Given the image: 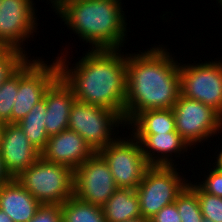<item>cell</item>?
<instances>
[{"instance_id": "4dcf8cb0", "label": "cell", "mask_w": 222, "mask_h": 222, "mask_svg": "<svg viewBox=\"0 0 222 222\" xmlns=\"http://www.w3.org/2000/svg\"><path fill=\"white\" fill-rule=\"evenodd\" d=\"M0 222H14L13 219L0 209Z\"/></svg>"}, {"instance_id": "d6a6232c", "label": "cell", "mask_w": 222, "mask_h": 222, "mask_svg": "<svg viewBox=\"0 0 222 222\" xmlns=\"http://www.w3.org/2000/svg\"><path fill=\"white\" fill-rule=\"evenodd\" d=\"M49 1V2H48ZM62 0H47L48 4H50L49 7L53 10ZM51 2V3H50ZM52 4V6H51Z\"/></svg>"}, {"instance_id": "ffe728a7", "label": "cell", "mask_w": 222, "mask_h": 222, "mask_svg": "<svg viewBox=\"0 0 222 222\" xmlns=\"http://www.w3.org/2000/svg\"><path fill=\"white\" fill-rule=\"evenodd\" d=\"M46 111L47 105L43 97V99L35 104L31 111L18 122L29 142L39 152L44 149L49 139L45 128Z\"/></svg>"}, {"instance_id": "d6986e66", "label": "cell", "mask_w": 222, "mask_h": 222, "mask_svg": "<svg viewBox=\"0 0 222 222\" xmlns=\"http://www.w3.org/2000/svg\"><path fill=\"white\" fill-rule=\"evenodd\" d=\"M101 208L106 222H123L141 216L139 197L133 189L118 188Z\"/></svg>"}, {"instance_id": "30bf717a", "label": "cell", "mask_w": 222, "mask_h": 222, "mask_svg": "<svg viewBox=\"0 0 222 222\" xmlns=\"http://www.w3.org/2000/svg\"><path fill=\"white\" fill-rule=\"evenodd\" d=\"M122 136L99 153L107 161L116 186L135 190L151 165L144 158L140 143L130 133Z\"/></svg>"}, {"instance_id": "9c48e42d", "label": "cell", "mask_w": 222, "mask_h": 222, "mask_svg": "<svg viewBox=\"0 0 222 222\" xmlns=\"http://www.w3.org/2000/svg\"><path fill=\"white\" fill-rule=\"evenodd\" d=\"M222 56L217 60H180L181 94L210 106L222 116ZM182 61V62H181ZM202 61V62H201ZM201 62V63H200Z\"/></svg>"}, {"instance_id": "f546056e", "label": "cell", "mask_w": 222, "mask_h": 222, "mask_svg": "<svg viewBox=\"0 0 222 222\" xmlns=\"http://www.w3.org/2000/svg\"><path fill=\"white\" fill-rule=\"evenodd\" d=\"M221 148H220V150H219V148H218V150H216V151H218V153L217 152H214V157H211L210 156V158H214V160H211V162L210 163H212V165L213 166H215L216 168H218V169H221L222 170V145L220 146ZM217 153V154H216ZM216 159V160H215ZM213 161V162H212ZM215 162V163H214Z\"/></svg>"}, {"instance_id": "5bb4252c", "label": "cell", "mask_w": 222, "mask_h": 222, "mask_svg": "<svg viewBox=\"0 0 222 222\" xmlns=\"http://www.w3.org/2000/svg\"><path fill=\"white\" fill-rule=\"evenodd\" d=\"M95 152L76 132L65 129L50 136L40 156L46 161L64 165L75 170Z\"/></svg>"}, {"instance_id": "52a82bcc", "label": "cell", "mask_w": 222, "mask_h": 222, "mask_svg": "<svg viewBox=\"0 0 222 222\" xmlns=\"http://www.w3.org/2000/svg\"><path fill=\"white\" fill-rule=\"evenodd\" d=\"M35 58V59H34ZM41 57H30L18 68V93L13 104L11 123H18L41 101L45 91L59 77L56 59L43 61Z\"/></svg>"}, {"instance_id": "cb8c5ba5", "label": "cell", "mask_w": 222, "mask_h": 222, "mask_svg": "<svg viewBox=\"0 0 222 222\" xmlns=\"http://www.w3.org/2000/svg\"><path fill=\"white\" fill-rule=\"evenodd\" d=\"M195 182L189 180L188 185L197 193L203 218L212 222H222V197L204 192Z\"/></svg>"}, {"instance_id": "e0dca14e", "label": "cell", "mask_w": 222, "mask_h": 222, "mask_svg": "<svg viewBox=\"0 0 222 222\" xmlns=\"http://www.w3.org/2000/svg\"><path fill=\"white\" fill-rule=\"evenodd\" d=\"M40 206L15 178L0 187V209L14 222H29Z\"/></svg>"}, {"instance_id": "8992f818", "label": "cell", "mask_w": 222, "mask_h": 222, "mask_svg": "<svg viewBox=\"0 0 222 222\" xmlns=\"http://www.w3.org/2000/svg\"><path fill=\"white\" fill-rule=\"evenodd\" d=\"M179 167L151 165L146 170L141 183L135 189L139 197L141 216L150 219L164 206L176 201L189 182V178L185 177L186 172L183 175Z\"/></svg>"}, {"instance_id": "7c38bea8", "label": "cell", "mask_w": 222, "mask_h": 222, "mask_svg": "<svg viewBox=\"0 0 222 222\" xmlns=\"http://www.w3.org/2000/svg\"><path fill=\"white\" fill-rule=\"evenodd\" d=\"M117 189L107 161L99 152L74 170L73 195L83 202L102 207Z\"/></svg>"}, {"instance_id": "836d02e7", "label": "cell", "mask_w": 222, "mask_h": 222, "mask_svg": "<svg viewBox=\"0 0 222 222\" xmlns=\"http://www.w3.org/2000/svg\"><path fill=\"white\" fill-rule=\"evenodd\" d=\"M3 128H4V124L0 123V141H1Z\"/></svg>"}, {"instance_id": "44dd1931", "label": "cell", "mask_w": 222, "mask_h": 222, "mask_svg": "<svg viewBox=\"0 0 222 222\" xmlns=\"http://www.w3.org/2000/svg\"><path fill=\"white\" fill-rule=\"evenodd\" d=\"M61 208L62 222H106L101 206L83 202L74 195Z\"/></svg>"}, {"instance_id": "8fae6325", "label": "cell", "mask_w": 222, "mask_h": 222, "mask_svg": "<svg viewBox=\"0 0 222 222\" xmlns=\"http://www.w3.org/2000/svg\"><path fill=\"white\" fill-rule=\"evenodd\" d=\"M34 0H2L0 3V48L22 51L29 58L25 44L38 30ZM36 12V13H35ZM30 38V39H29ZM28 40V41H27ZM26 42V43H25Z\"/></svg>"}, {"instance_id": "1f68e13d", "label": "cell", "mask_w": 222, "mask_h": 222, "mask_svg": "<svg viewBox=\"0 0 222 222\" xmlns=\"http://www.w3.org/2000/svg\"><path fill=\"white\" fill-rule=\"evenodd\" d=\"M123 222H150V220L147 218H144L143 216H140V217L131 218Z\"/></svg>"}, {"instance_id": "277c9868", "label": "cell", "mask_w": 222, "mask_h": 222, "mask_svg": "<svg viewBox=\"0 0 222 222\" xmlns=\"http://www.w3.org/2000/svg\"><path fill=\"white\" fill-rule=\"evenodd\" d=\"M41 205H62L74 192V170L41 156L15 178Z\"/></svg>"}, {"instance_id": "5b68a950", "label": "cell", "mask_w": 222, "mask_h": 222, "mask_svg": "<svg viewBox=\"0 0 222 222\" xmlns=\"http://www.w3.org/2000/svg\"><path fill=\"white\" fill-rule=\"evenodd\" d=\"M125 127L123 117L112 110L77 100L71 107L68 129L78 133L94 152L115 141Z\"/></svg>"}, {"instance_id": "3957f363", "label": "cell", "mask_w": 222, "mask_h": 222, "mask_svg": "<svg viewBox=\"0 0 222 222\" xmlns=\"http://www.w3.org/2000/svg\"><path fill=\"white\" fill-rule=\"evenodd\" d=\"M122 4V0H62L52 11L80 42L89 43L90 50L122 49L130 32Z\"/></svg>"}, {"instance_id": "e575fe53", "label": "cell", "mask_w": 222, "mask_h": 222, "mask_svg": "<svg viewBox=\"0 0 222 222\" xmlns=\"http://www.w3.org/2000/svg\"><path fill=\"white\" fill-rule=\"evenodd\" d=\"M218 1V3H217V5L218 4H220L219 6L221 7L220 9H222V0H217ZM222 11V10H221Z\"/></svg>"}, {"instance_id": "9a60e30c", "label": "cell", "mask_w": 222, "mask_h": 222, "mask_svg": "<svg viewBox=\"0 0 222 222\" xmlns=\"http://www.w3.org/2000/svg\"><path fill=\"white\" fill-rule=\"evenodd\" d=\"M141 145L144 158L150 165L174 166L176 159L188 157L192 148L175 130L170 133L156 135H132ZM189 150V151H188ZM186 152V153H185ZM175 154V155H174ZM184 154H186L184 156ZM174 155V156H173ZM175 157V159L173 158Z\"/></svg>"}, {"instance_id": "4fadbf2b", "label": "cell", "mask_w": 222, "mask_h": 222, "mask_svg": "<svg viewBox=\"0 0 222 222\" xmlns=\"http://www.w3.org/2000/svg\"><path fill=\"white\" fill-rule=\"evenodd\" d=\"M0 155L9 174L16 178L40 157L18 123L4 124L0 141Z\"/></svg>"}, {"instance_id": "ac0fdd59", "label": "cell", "mask_w": 222, "mask_h": 222, "mask_svg": "<svg viewBox=\"0 0 222 222\" xmlns=\"http://www.w3.org/2000/svg\"><path fill=\"white\" fill-rule=\"evenodd\" d=\"M126 126V129L130 131L128 133L131 135H156L174 132V112L172 109L142 111L138 113Z\"/></svg>"}, {"instance_id": "d590c367", "label": "cell", "mask_w": 222, "mask_h": 222, "mask_svg": "<svg viewBox=\"0 0 222 222\" xmlns=\"http://www.w3.org/2000/svg\"><path fill=\"white\" fill-rule=\"evenodd\" d=\"M203 222H212V221L204 219Z\"/></svg>"}, {"instance_id": "7a4b0ae2", "label": "cell", "mask_w": 222, "mask_h": 222, "mask_svg": "<svg viewBox=\"0 0 222 222\" xmlns=\"http://www.w3.org/2000/svg\"><path fill=\"white\" fill-rule=\"evenodd\" d=\"M168 50L159 44L126 52V125L142 111L174 107L181 94L180 60Z\"/></svg>"}, {"instance_id": "ba28073f", "label": "cell", "mask_w": 222, "mask_h": 222, "mask_svg": "<svg viewBox=\"0 0 222 222\" xmlns=\"http://www.w3.org/2000/svg\"><path fill=\"white\" fill-rule=\"evenodd\" d=\"M172 110L175 130L192 149L211 142L219 133L221 135L222 116L210 106L180 94Z\"/></svg>"}, {"instance_id": "4316f807", "label": "cell", "mask_w": 222, "mask_h": 222, "mask_svg": "<svg viewBox=\"0 0 222 222\" xmlns=\"http://www.w3.org/2000/svg\"><path fill=\"white\" fill-rule=\"evenodd\" d=\"M29 222H62L61 205H41Z\"/></svg>"}, {"instance_id": "83f0119b", "label": "cell", "mask_w": 222, "mask_h": 222, "mask_svg": "<svg viewBox=\"0 0 222 222\" xmlns=\"http://www.w3.org/2000/svg\"><path fill=\"white\" fill-rule=\"evenodd\" d=\"M150 222H181L176 203L164 206L157 214L151 217Z\"/></svg>"}, {"instance_id": "484cf974", "label": "cell", "mask_w": 222, "mask_h": 222, "mask_svg": "<svg viewBox=\"0 0 222 222\" xmlns=\"http://www.w3.org/2000/svg\"><path fill=\"white\" fill-rule=\"evenodd\" d=\"M209 164V167H205V169L208 168L207 172H204V174L202 173V171H200L198 174V176L201 178V176H203L202 180L200 178L194 177L195 180L197 181L196 184L206 193L214 195V196H218V197H222V170L216 168L215 166H213L211 163H207ZM206 173V174H205ZM201 175V176H200ZM199 180H197V179ZM200 181V182H198Z\"/></svg>"}, {"instance_id": "603a6c76", "label": "cell", "mask_w": 222, "mask_h": 222, "mask_svg": "<svg viewBox=\"0 0 222 222\" xmlns=\"http://www.w3.org/2000/svg\"><path fill=\"white\" fill-rule=\"evenodd\" d=\"M17 93L18 69L0 86V123H11V114Z\"/></svg>"}, {"instance_id": "d4e9b609", "label": "cell", "mask_w": 222, "mask_h": 222, "mask_svg": "<svg viewBox=\"0 0 222 222\" xmlns=\"http://www.w3.org/2000/svg\"><path fill=\"white\" fill-rule=\"evenodd\" d=\"M29 57L22 51L13 48H0V86Z\"/></svg>"}, {"instance_id": "7402d4cb", "label": "cell", "mask_w": 222, "mask_h": 222, "mask_svg": "<svg viewBox=\"0 0 222 222\" xmlns=\"http://www.w3.org/2000/svg\"><path fill=\"white\" fill-rule=\"evenodd\" d=\"M175 203L181 222H203L197 193L189 185L177 196Z\"/></svg>"}, {"instance_id": "6da1fadb", "label": "cell", "mask_w": 222, "mask_h": 222, "mask_svg": "<svg viewBox=\"0 0 222 222\" xmlns=\"http://www.w3.org/2000/svg\"><path fill=\"white\" fill-rule=\"evenodd\" d=\"M63 49L65 53L61 50L56 57L59 76L73 90L76 100L112 110L124 118L126 53L122 49H88L71 66L70 48Z\"/></svg>"}, {"instance_id": "f1b7e54d", "label": "cell", "mask_w": 222, "mask_h": 222, "mask_svg": "<svg viewBox=\"0 0 222 222\" xmlns=\"http://www.w3.org/2000/svg\"><path fill=\"white\" fill-rule=\"evenodd\" d=\"M12 179H13V177L6 170L2 156L0 155V187L4 184L8 183Z\"/></svg>"}, {"instance_id": "2e32d148", "label": "cell", "mask_w": 222, "mask_h": 222, "mask_svg": "<svg viewBox=\"0 0 222 222\" xmlns=\"http://www.w3.org/2000/svg\"><path fill=\"white\" fill-rule=\"evenodd\" d=\"M44 98L47 105L45 128L50 137L68 129L70 110L76 98L60 76L45 91Z\"/></svg>"}]
</instances>
